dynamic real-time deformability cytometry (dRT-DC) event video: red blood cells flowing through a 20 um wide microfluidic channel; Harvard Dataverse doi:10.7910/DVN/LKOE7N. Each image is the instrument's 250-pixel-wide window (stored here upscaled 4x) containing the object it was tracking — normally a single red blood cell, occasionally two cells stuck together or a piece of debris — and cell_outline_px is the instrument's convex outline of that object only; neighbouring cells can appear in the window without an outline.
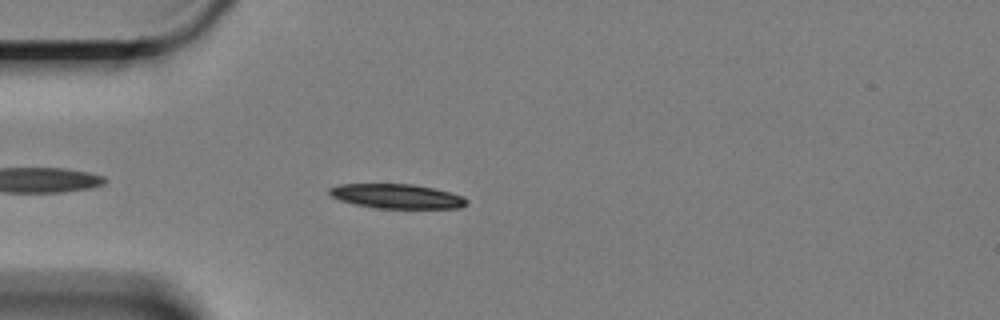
{"species": "Egyptian fruit bat (a non-hibernating species)", "species_latin": "Rousettus aegyptiacus", "temperature_condition": "cold", "stored_images_in_passage": 48, "camera_frame_rate_fps": 3000, "um_per_image_px": 0.085, "animal": {"sex": "female"}, "frame": {"image": 1, "passage_image": 5, "time_ms": 1.333, "image_size_px": [1000, 320], "cell_outline_px": [[468, 204], [460, 208], [376, 208], [356, 204], [340, 200], [332, 196], [328, 192], [328, 188], [340, 184], [412, 184], [432, 188], [448, 192], [460, 196], [468, 200]], "centroid_in_image_um": [33.71, 16.68], "position_along_channel_um": 51.3, "area_um2": 19.36}}
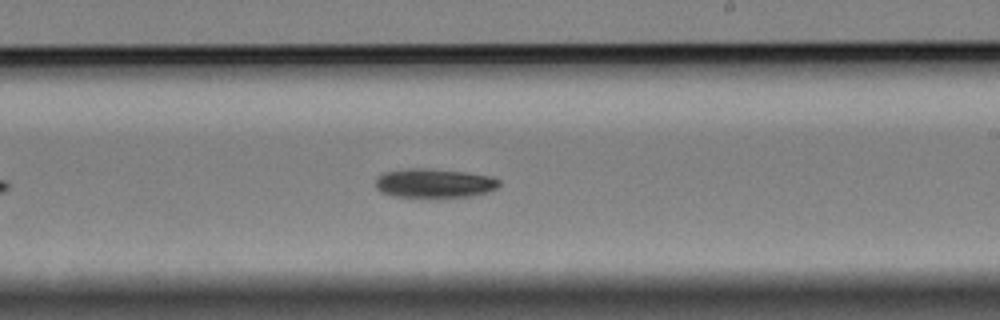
{"frame": {"image": 2, "passage_image": 24, "time_ms": 7.667, "image_size_px": [1000, 320], "cell_outline_px": [[500, 184], [496, 188], [488, 192], [472, 196], [440, 200], [420, 200], [392, 196], [380, 192], [376, 188], [376, 176], [384, 172], [408, 168], [424, 168], [464, 172], [492, 176], [500, 180]], "centroid_in_image_um": [36.88, 15.63], "position_along_channel_um": 252.1, "area_um2": 22.25}}
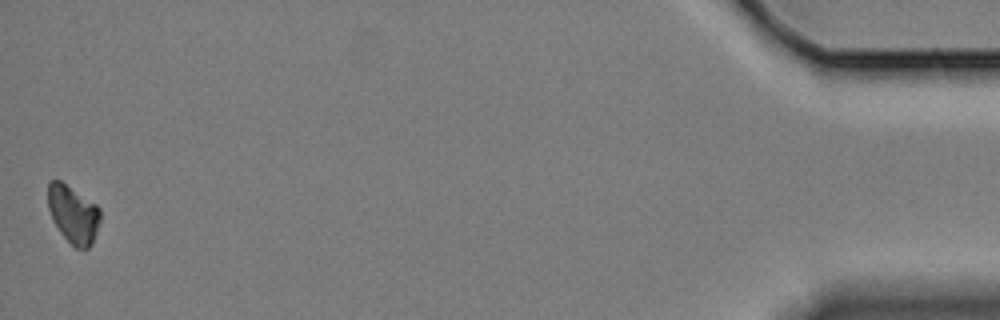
{"frame": {"image": 3, "passage_image": 48, "time_ms": 15.667, "image_size_px": [1000, 320], "cell_outline_px": [[100, 220], [96, 232], [88, 248], [76, 248], [60, 232], [52, 220], [48, 208], [48, 180], [60, 180], [96, 204], [100, 208]], "centroid_in_image_um": [6.2, 18.18], "position_along_channel_um": 429.0, "area_um2": 17.4}, "authors_computed_cell_mechanics": {"area_um2": 20.3745, "velocity_mm_per_s": 3.3265, "shape_relaxation_time_tau1_ms": 3.1033, "shape_relaxation_time_tau2_ms": null, "deformation_change_tau1": 0.1104, "deformation_change_tau2": null}}